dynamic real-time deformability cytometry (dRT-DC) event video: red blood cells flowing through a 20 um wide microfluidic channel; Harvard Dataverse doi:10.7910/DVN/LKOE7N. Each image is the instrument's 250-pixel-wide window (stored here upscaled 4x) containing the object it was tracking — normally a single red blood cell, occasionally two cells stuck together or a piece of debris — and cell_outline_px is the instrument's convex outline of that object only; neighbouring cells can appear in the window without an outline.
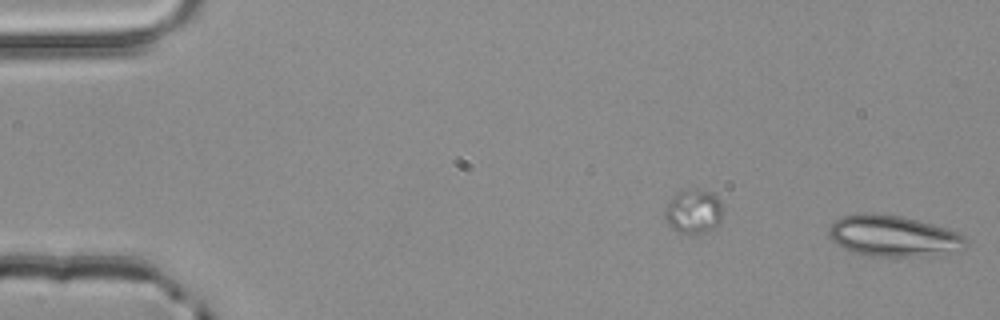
{"species": "common noctule bat (a hibernating species)", "species_latin": "Nyctalus noctula", "temperature_condition": "room temperature", "stored_images_in_passage": 2, "segment_of_instrument_passage": [2, 2], "camera_frame_rate_fps": 3000, "um_per_image_px": 0.085, "animal": {"sex": "male", "body_mass_g": 20.4}, "frame": {"image": 1, "passage_image": 2, "time_ms": 0.333, "image_size_px": [1000, 320], "cell_outline_px": [[968, 244], [964, 248], [936, 256], [864, 256], [852, 252], [844, 248], [832, 240], [828, 232], [828, 228], [836, 220], [844, 216], [864, 212], [876, 212], [904, 216], [948, 228], [964, 236], [968, 240]], "centroid_in_image_um": [75.96, 20.05], "position_along_channel_um": 9.0, "area_um2": 33.29}}